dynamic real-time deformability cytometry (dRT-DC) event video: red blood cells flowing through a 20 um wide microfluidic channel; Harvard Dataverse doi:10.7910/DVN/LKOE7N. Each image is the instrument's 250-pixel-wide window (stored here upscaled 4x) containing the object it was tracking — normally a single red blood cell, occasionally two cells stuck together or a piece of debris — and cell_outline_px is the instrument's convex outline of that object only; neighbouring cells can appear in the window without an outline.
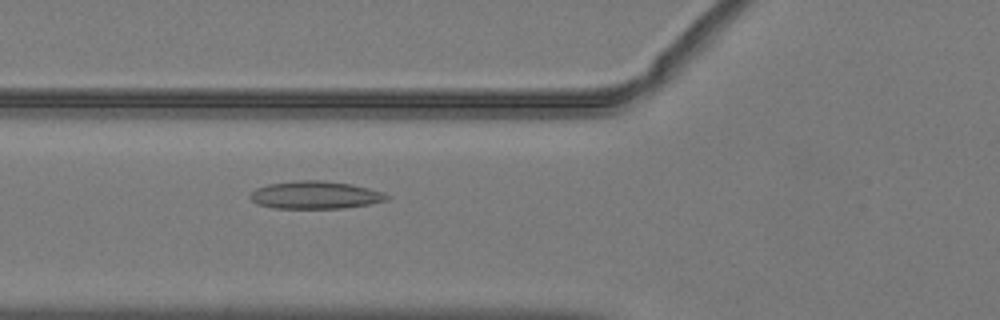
{"species": "common noctule bat (a hibernating species)", "species_latin": "Nyctalus noctula", "temperature_condition": "warm", "stored_images_in_passage": 48, "camera_frame_rate_fps": 3000, "um_per_image_px": 0.085, "animal": {"sex": "male", "body_mass_g": 19.2, "forearm_length_mm": 51.8}, "frame": {"image": 1, "passage_image": 16, "time_ms": 5.0, "image_size_px": [1000, 320], "cell_outline_px": [[392, 196], [388, 200], [368, 204], [344, 208], [276, 208], [256, 204], [248, 196], [256, 188], [268, 184], [296, 180], [324, 180], [352, 184], [384, 192]], "centroid_in_image_um": [26.82, 16.57], "position_along_channel_um": 99.0, "area_um2": 22.2}}
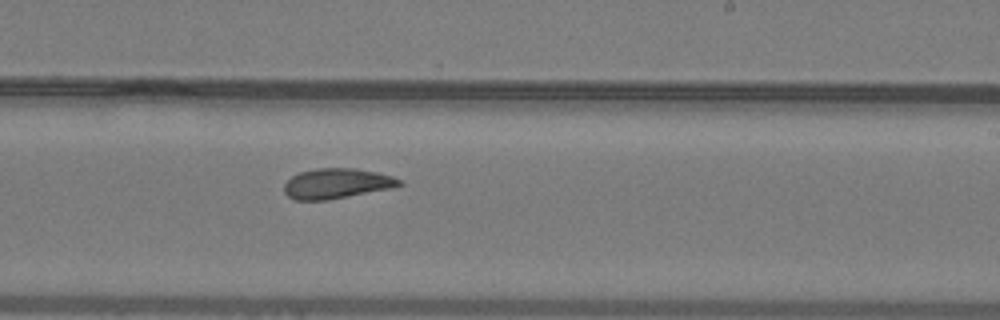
{"frame": {"image": 2, "passage_image": 28, "time_ms": 9.0, "image_size_px": [1000, 320], "cell_outline_px": [[404, 184], [392, 188], [328, 200], [296, 200], [288, 196], [284, 192], [284, 184], [292, 176], [300, 172], [316, 168], [352, 168], [376, 172], [392, 176], [404, 180]], "centroid_in_image_um": [28.64, 15.6], "position_along_channel_um": 260.4, "area_um2": 20.29}}
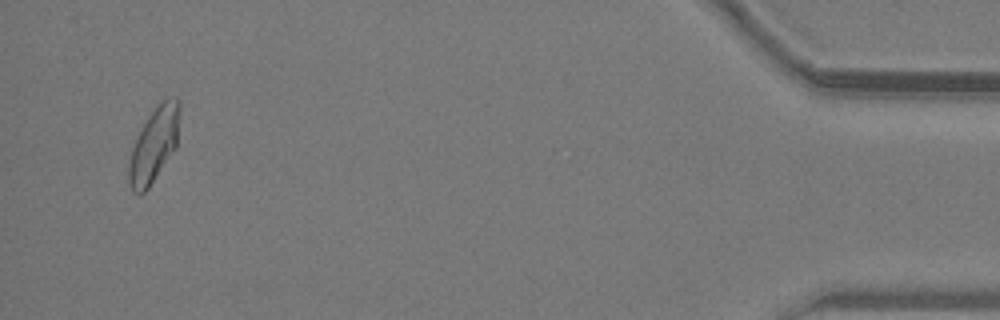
{"frame": {"image": 3, "passage_image": 46, "time_ms": 15.0, "image_size_px": [1000, 320], "cell_outline_px": [[180, 108], [176, 148], [148, 188], [144, 192], [132, 192], [128, 184], [128, 168], [132, 148], [148, 116], [164, 100], [176, 96], [180, 100]], "centroid_in_image_um": [13.1, 12.32], "position_along_channel_um": 422.1, "area_um2": 21.62}, "authors_computed_cell_mechanics": {"area_um2": 21.4727, "velocity_mm_per_s": 4.0292, "shape_relaxation_time_tau1_ms": null, "shape_relaxation_time_tau2_ms": 2.9022, "deformation_change_tau1": null, "deformation_change_tau2": 0.0716}}